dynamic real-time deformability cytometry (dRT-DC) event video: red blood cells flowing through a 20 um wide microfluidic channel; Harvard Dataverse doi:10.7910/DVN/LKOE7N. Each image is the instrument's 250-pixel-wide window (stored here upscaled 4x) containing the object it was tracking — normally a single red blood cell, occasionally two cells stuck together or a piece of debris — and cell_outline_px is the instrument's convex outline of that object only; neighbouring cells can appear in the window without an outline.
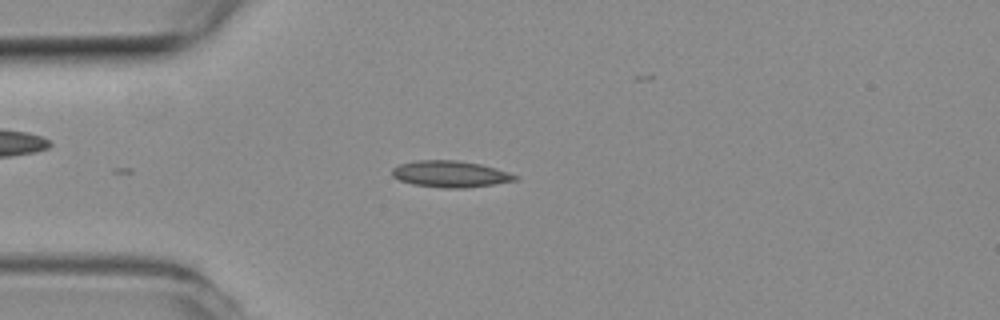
{"species": "common noctule bat (a hibernating species)", "species_latin": "Nyctalus noctula", "temperature_condition": "room temperature", "stored_images_in_passage": 6, "camera_frame_rate_fps": 3000, "um_per_image_px": 0.085, "animal": {"sex": "female", "body_mass_g": 19.3, "forearm_length_mm": 54.1}, "frame": {"image": 1, "passage_image": 1, "time_ms": 0.0, "image_size_px": [1000, 320], "cell_outline_px": [[520, 176], [516, 180], [492, 184], [464, 188], [444, 188], [412, 184], [400, 180], [392, 176], [392, 168], [400, 164], [416, 160], [460, 160], [480, 164], [496, 168]], "centroid_in_image_um": [38.27, 14.78], "position_along_channel_um": 46.7, "area_um2": 18.96}}